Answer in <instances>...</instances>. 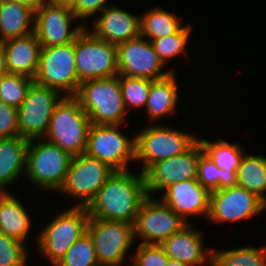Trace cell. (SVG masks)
Wrapping results in <instances>:
<instances>
[{"label": "cell", "instance_id": "6da1fadb", "mask_svg": "<svg viewBox=\"0 0 266 266\" xmlns=\"http://www.w3.org/2000/svg\"><path fill=\"white\" fill-rule=\"evenodd\" d=\"M147 196L143 173L115 171L86 209L91 218L134 224Z\"/></svg>", "mask_w": 266, "mask_h": 266}, {"label": "cell", "instance_id": "ffe728a7", "mask_svg": "<svg viewBox=\"0 0 266 266\" xmlns=\"http://www.w3.org/2000/svg\"><path fill=\"white\" fill-rule=\"evenodd\" d=\"M190 225L192 223H188L179 232L166 239L161 244L162 248L169 259L190 266H204L205 263L212 266V249H204L202 232L195 230Z\"/></svg>", "mask_w": 266, "mask_h": 266}, {"label": "cell", "instance_id": "ab89813d", "mask_svg": "<svg viewBox=\"0 0 266 266\" xmlns=\"http://www.w3.org/2000/svg\"><path fill=\"white\" fill-rule=\"evenodd\" d=\"M20 2L21 4H24L34 11H36L38 8H40L44 3H46L48 0H12Z\"/></svg>", "mask_w": 266, "mask_h": 266}, {"label": "cell", "instance_id": "d4e9b609", "mask_svg": "<svg viewBox=\"0 0 266 266\" xmlns=\"http://www.w3.org/2000/svg\"><path fill=\"white\" fill-rule=\"evenodd\" d=\"M175 78L173 72L164 78L152 80L145 107L150 121L155 122L175 113L179 98V87Z\"/></svg>", "mask_w": 266, "mask_h": 266}, {"label": "cell", "instance_id": "44dd1931", "mask_svg": "<svg viewBox=\"0 0 266 266\" xmlns=\"http://www.w3.org/2000/svg\"><path fill=\"white\" fill-rule=\"evenodd\" d=\"M6 53L7 70L10 74H20L32 79L38 70L42 45L33 33L3 42Z\"/></svg>", "mask_w": 266, "mask_h": 266}, {"label": "cell", "instance_id": "5b68a950", "mask_svg": "<svg viewBox=\"0 0 266 266\" xmlns=\"http://www.w3.org/2000/svg\"><path fill=\"white\" fill-rule=\"evenodd\" d=\"M71 159L72 156L58 145L43 138L30 139L25 177L29 178L37 189L55 190L59 193L66 180Z\"/></svg>", "mask_w": 266, "mask_h": 266}, {"label": "cell", "instance_id": "30bf717a", "mask_svg": "<svg viewBox=\"0 0 266 266\" xmlns=\"http://www.w3.org/2000/svg\"><path fill=\"white\" fill-rule=\"evenodd\" d=\"M120 125L91 124L85 154L108 164L115 171L128 170L135 160L136 138L121 133Z\"/></svg>", "mask_w": 266, "mask_h": 266}, {"label": "cell", "instance_id": "ac0fdd59", "mask_svg": "<svg viewBox=\"0 0 266 266\" xmlns=\"http://www.w3.org/2000/svg\"><path fill=\"white\" fill-rule=\"evenodd\" d=\"M161 200L176 212L185 222L187 217L208 218L211 192L196 180L174 183L166 188Z\"/></svg>", "mask_w": 266, "mask_h": 266}, {"label": "cell", "instance_id": "8d00e7d4", "mask_svg": "<svg viewBox=\"0 0 266 266\" xmlns=\"http://www.w3.org/2000/svg\"><path fill=\"white\" fill-rule=\"evenodd\" d=\"M19 136L18 112L0 99V138Z\"/></svg>", "mask_w": 266, "mask_h": 266}, {"label": "cell", "instance_id": "8fae6325", "mask_svg": "<svg viewBox=\"0 0 266 266\" xmlns=\"http://www.w3.org/2000/svg\"><path fill=\"white\" fill-rule=\"evenodd\" d=\"M114 172L108 164L85 153L73 156L59 192L72 199L78 198L80 201L74 206L87 207Z\"/></svg>", "mask_w": 266, "mask_h": 266}, {"label": "cell", "instance_id": "484cf974", "mask_svg": "<svg viewBox=\"0 0 266 266\" xmlns=\"http://www.w3.org/2000/svg\"><path fill=\"white\" fill-rule=\"evenodd\" d=\"M238 186L266 200V157L244 154L237 170Z\"/></svg>", "mask_w": 266, "mask_h": 266}, {"label": "cell", "instance_id": "4316f807", "mask_svg": "<svg viewBox=\"0 0 266 266\" xmlns=\"http://www.w3.org/2000/svg\"><path fill=\"white\" fill-rule=\"evenodd\" d=\"M181 23V19L175 14L155 6L140 16V35L147 40L170 36L182 28Z\"/></svg>", "mask_w": 266, "mask_h": 266}, {"label": "cell", "instance_id": "ba28073f", "mask_svg": "<svg viewBox=\"0 0 266 266\" xmlns=\"http://www.w3.org/2000/svg\"><path fill=\"white\" fill-rule=\"evenodd\" d=\"M87 27L75 39V67L80 83L118 75L117 45L98 39Z\"/></svg>", "mask_w": 266, "mask_h": 266}, {"label": "cell", "instance_id": "60d3db41", "mask_svg": "<svg viewBox=\"0 0 266 266\" xmlns=\"http://www.w3.org/2000/svg\"><path fill=\"white\" fill-rule=\"evenodd\" d=\"M50 1L51 3H54L56 5H61L63 7H68V8H71L73 9L77 0H48Z\"/></svg>", "mask_w": 266, "mask_h": 266}, {"label": "cell", "instance_id": "52a82bcc", "mask_svg": "<svg viewBox=\"0 0 266 266\" xmlns=\"http://www.w3.org/2000/svg\"><path fill=\"white\" fill-rule=\"evenodd\" d=\"M75 62V41L42 47L34 82L63 96H75L80 86Z\"/></svg>", "mask_w": 266, "mask_h": 266}, {"label": "cell", "instance_id": "3957f363", "mask_svg": "<svg viewBox=\"0 0 266 266\" xmlns=\"http://www.w3.org/2000/svg\"><path fill=\"white\" fill-rule=\"evenodd\" d=\"M75 97L91 124L122 125L128 113L119 83V75L80 83Z\"/></svg>", "mask_w": 266, "mask_h": 266}, {"label": "cell", "instance_id": "b9f144b4", "mask_svg": "<svg viewBox=\"0 0 266 266\" xmlns=\"http://www.w3.org/2000/svg\"><path fill=\"white\" fill-rule=\"evenodd\" d=\"M166 266H190L177 260L169 259Z\"/></svg>", "mask_w": 266, "mask_h": 266}, {"label": "cell", "instance_id": "2e32d148", "mask_svg": "<svg viewBox=\"0 0 266 266\" xmlns=\"http://www.w3.org/2000/svg\"><path fill=\"white\" fill-rule=\"evenodd\" d=\"M76 20L71 8L47 1L34 13V34L42 47L74 42L86 27L83 22L71 30L72 22Z\"/></svg>", "mask_w": 266, "mask_h": 266}, {"label": "cell", "instance_id": "4fadbf2b", "mask_svg": "<svg viewBox=\"0 0 266 266\" xmlns=\"http://www.w3.org/2000/svg\"><path fill=\"white\" fill-rule=\"evenodd\" d=\"M202 152V145L197 140L186 152L151 164L143 172L147 195L155 197L153 193L162 192L174 183L196 180Z\"/></svg>", "mask_w": 266, "mask_h": 266}, {"label": "cell", "instance_id": "f546056e", "mask_svg": "<svg viewBox=\"0 0 266 266\" xmlns=\"http://www.w3.org/2000/svg\"><path fill=\"white\" fill-rule=\"evenodd\" d=\"M197 181L210 192L238 186L237 173L220 169L204 151L198 159Z\"/></svg>", "mask_w": 266, "mask_h": 266}, {"label": "cell", "instance_id": "d590c367", "mask_svg": "<svg viewBox=\"0 0 266 266\" xmlns=\"http://www.w3.org/2000/svg\"><path fill=\"white\" fill-rule=\"evenodd\" d=\"M130 260L131 266H166L169 257L161 245L139 244Z\"/></svg>", "mask_w": 266, "mask_h": 266}, {"label": "cell", "instance_id": "7bdbcfd3", "mask_svg": "<svg viewBox=\"0 0 266 266\" xmlns=\"http://www.w3.org/2000/svg\"><path fill=\"white\" fill-rule=\"evenodd\" d=\"M264 210H266V200L264 201Z\"/></svg>", "mask_w": 266, "mask_h": 266}, {"label": "cell", "instance_id": "cb8c5ba5", "mask_svg": "<svg viewBox=\"0 0 266 266\" xmlns=\"http://www.w3.org/2000/svg\"><path fill=\"white\" fill-rule=\"evenodd\" d=\"M34 13L20 2L0 0V42L33 33Z\"/></svg>", "mask_w": 266, "mask_h": 266}, {"label": "cell", "instance_id": "8992f818", "mask_svg": "<svg viewBox=\"0 0 266 266\" xmlns=\"http://www.w3.org/2000/svg\"><path fill=\"white\" fill-rule=\"evenodd\" d=\"M135 138V161L142 162L141 173L159 160L186 152L199 139L186 131L153 123L137 131Z\"/></svg>", "mask_w": 266, "mask_h": 266}, {"label": "cell", "instance_id": "83f0119b", "mask_svg": "<svg viewBox=\"0 0 266 266\" xmlns=\"http://www.w3.org/2000/svg\"><path fill=\"white\" fill-rule=\"evenodd\" d=\"M203 151L220 169L229 173H237L241 160L244 156L243 147L237 143H229L223 139L208 141L198 139Z\"/></svg>", "mask_w": 266, "mask_h": 266}, {"label": "cell", "instance_id": "7c38bea8", "mask_svg": "<svg viewBox=\"0 0 266 266\" xmlns=\"http://www.w3.org/2000/svg\"><path fill=\"white\" fill-rule=\"evenodd\" d=\"M147 196L140 205L134 222V237L140 244L161 245L188 223L161 199Z\"/></svg>", "mask_w": 266, "mask_h": 266}, {"label": "cell", "instance_id": "7402d4cb", "mask_svg": "<svg viewBox=\"0 0 266 266\" xmlns=\"http://www.w3.org/2000/svg\"><path fill=\"white\" fill-rule=\"evenodd\" d=\"M28 143L21 136L0 138V192L26 172Z\"/></svg>", "mask_w": 266, "mask_h": 266}, {"label": "cell", "instance_id": "d6986e66", "mask_svg": "<svg viewBox=\"0 0 266 266\" xmlns=\"http://www.w3.org/2000/svg\"><path fill=\"white\" fill-rule=\"evenodd\" d=\"M93 21L90 31L98 39L118 45L140 36V16L117 6H108Z\"/></svg>", "mask_w": 266, "mask_h": 266}, {"label": "cell", "instance_id": "5bb4252c", "mask_svg": "<svg viewBox=\"0 0 266 266\" xmlns=\"http://www.w3.org/2000/svg\"><path fill=\"white\" fill-rule=\"evenodd\" d=\"M62 97L59 91L34 82L17 109L19 136L29 140L43 138L54 108Z\"/></svg>", "mask_w": 266, "mask_h": 266}, {"label": "cell", "instance_id": "1f68e13d", "mask_svg": "<svg viewBox=\"0 0 266 266\" xmlns=\"http://www.w3.org/2000/svg\"><path fill=\"white\" fill-rule=\"evenodd\" d=\"M34 79L20 74H6L0 80V99L14 108L25 100Z\"/></svg>", "mask_w": 266, "mask_h": 266}, {"label": "cell", "instance_id": "d6a6232c", "mask_svg": "<svg viewBox=\"0 0 266 266\" xmlns=\"http://www.w3.org/2000/svg\"><path fill=\"white\" fill-rule=\"evenodd\" d=\"M55 266H100L90 235L76 240Z\"/></svg>", "mask_w": 266, "mask_h": 266}, {"label": "cell", "instance_id": "74e56055", "mask_svg": "<svg viewBox=\"0 0 266 266\" xmlns=\"http://www.w3.org/2000/svg\"><path fill=\"white\" fill-rule=\"evenodd\" d=\"M108 0H77L74 8L72 9L78 20H82V22L89 17L92 18L94 14L103 11L106 7Z\"/></svg>", "mask_w": 266, "mask_h": 266}, {"label": "cell", "instance_id": "f1b7e54d", "mask_svg": "<svg viewBox=\"0 0 266 266\" xmlns=\"http://www.w3.org/2000/svg\"><path fill=\"white\" fill-rule=\"evenodd\" d=\"M212 266H266V246L212 249Z\"/></svg>", "mask_w": 266, "mask_h": 266}, {"label": "cell", "instance_id": "9a60e30c", "mask_svg": "<svg viewBox=\"0 0 266 266\" xmlns=\"http://www.w3.org/2000/svg\"><path fill=\"white\" fill-rule=\"evenodd\" d=\"M118 75L157 80L174 72L162 71L165 66L150 40L143 36L117 45Z\"/></svg>", "mask_w": 266, "mask_h": 266}, {"label": "cell", "instance_id": "603a6c76", "mask_svg": "<svg viewBox=\"0 0 266 266\" xmlns=\"http://www.w3.org/2000/svg\"><path fill=\"white\" fill-rule=\"evenodd\" d=\"M28 212L11 192H0V233L25 244L32 227Z\"/></svg>", "mask_w": 266, "mask_h": 266}, {"label": "cell", "instance_id": "836d02e7", "mask_svg": "<svg viewBox=\"0 0 266 266\" xmlns=\"http://www.w3.org/2000/svg\"><path fill=\"white\" fill-rule=\"evenodd\" d=\"M119 83L127 111L146 107L152 80L119 75Z\"/></svg>", "mask_w": 266, "mask_h": 266}, {"label": "cell", "instance_id": "4dcf8cb0", "mask_svg": "<svg viewBox=\"0 0 266 266\" xmlns=\"http://www.w3.org/2000/svg\"><path fill=\"white\" fill-rule=\"evenodd\" d=\"M191 29V26L183 25V27L173 35L150 40L155 52L165 65L171 58L178 55L185 58V56L188 55L186 47L190 39Z\"/></svg>", "mask_w": 266, "mask_h": 266}, {"label": "cell", "instance_id": "f35d334b", "mask_svg": "<svg viewBox=\"0 0 266 266\" xmlns=\"http://www.w3.org/2000/svg\"><path fill=\"white\" fill-rule=\"evenodd\" d=\"M7 70V63H6V53L4 49V44L3 42H0V80L1 78L8 74Z\"/></svg>", "mask_w": 266, "mask_h": 266}, {"label": "cell", "instance_id": "7a4b0ae2", "mask_svg": "<svg viewBox=\"0 0 266 266\" xmlns=\"http://www.w3.org/2000/svg\"><path fill=\"white\" fill-rule=\"evenodd\" d=\"M91 121L75 96H63L56 104L43 139L58 145L72 157L85 153Z\"/></svg>", "mask_w": 266, "mask_h": 266}, {"label": "cell", "instance_id": "9c48e42d", "mask_svg": "<svg viewBox=\"0 0 266 266\" xmlns=\"http://www.w3.org/2000/svg\"><path fill=\"white\" fill-rule=\"evenodd\" d=\"M87 233L100 266H123L127 261L126 253L135 242L133 224L90 217Z\"/></svg>", "mask_w": 266, "mask_h": 266}, {"label": "cell", "instance_id": "e0dca14e", "mask_svg": "<svg viewBox=\"0 0 266 266\" xmlns=\"http://www.w3.org/2000/svg\"><path fill=\"white\" fill-rule=\"evenodd\" d=\"M264 211V201L254 193L236 186L217 189L210 194L208 220L233 222L250 219Z\"/></svg>", "mask_w": 266, "mask_h": 266}, {"label": "cell", "instance_id": "277c9868", "mask_svg": "<svg viewBox=\"0 0 266 266\" xmlns=\"http://www.w3.org/2000/svg\"><path fill=\"white\" fill-rule=\"evenodd\" d=\"M86 207L72 206L53 218L37 235L36 247L55 266L72 244L87 232Z\"/></svg>", "mask_w": 266, "mask_h": 266}, {"label": "cell", "instance_id": "e575fe53", "mask_svg": "<svg viewBox=\"0 0 266 266\" xmlns=\"http://www.w3.org/2000/svg\"><path fill=\"white\" fill-rule=\"evenodd\" d=\"M28 252L24 243L0 233V266H27Z\"/></svg>", "mask_w": 266, "mask_h": 266}]
</instances>
